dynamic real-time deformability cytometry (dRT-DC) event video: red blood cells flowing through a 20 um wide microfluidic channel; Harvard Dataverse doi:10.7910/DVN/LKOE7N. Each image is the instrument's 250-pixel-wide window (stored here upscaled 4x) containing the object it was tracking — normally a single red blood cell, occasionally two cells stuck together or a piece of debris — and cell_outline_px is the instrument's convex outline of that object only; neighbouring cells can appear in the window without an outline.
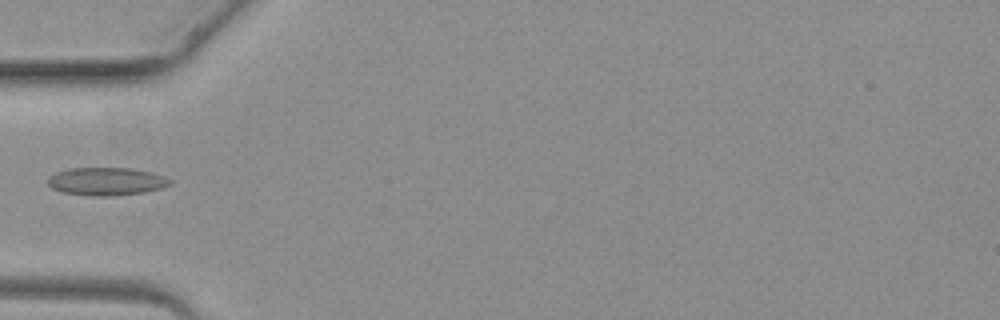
{"species": "common noctule bat (a hibernating species)", "species_latin": "Nyctalus noctula", "temperature_condition": "warm", "stored_images_in_passage": 3, "camera_frame_rate_fps": 3000, "um_per_image_px": 0.085, "animal": {"sex": "female", "body_mass_g": 19.3, "forearm_length_mm": 54.1}, "frame": {"image": 1, "passage_image": 3, "time_ms": 2.333, "image_size_px": [1000, 320], "cell_outline_px": [[172, 184], [160, 188], [144, 192], [112, 196], [92, 196], [64, 192], [52, 188], [48, 184], [48, 176], [56, 172], [68, 168], [132, 168], [148, 172], [172, 180]], "centroid_in_image_um": [9.0, 15.42], "position_along_channel_um": 76.0, "area_um2": 19.71}}